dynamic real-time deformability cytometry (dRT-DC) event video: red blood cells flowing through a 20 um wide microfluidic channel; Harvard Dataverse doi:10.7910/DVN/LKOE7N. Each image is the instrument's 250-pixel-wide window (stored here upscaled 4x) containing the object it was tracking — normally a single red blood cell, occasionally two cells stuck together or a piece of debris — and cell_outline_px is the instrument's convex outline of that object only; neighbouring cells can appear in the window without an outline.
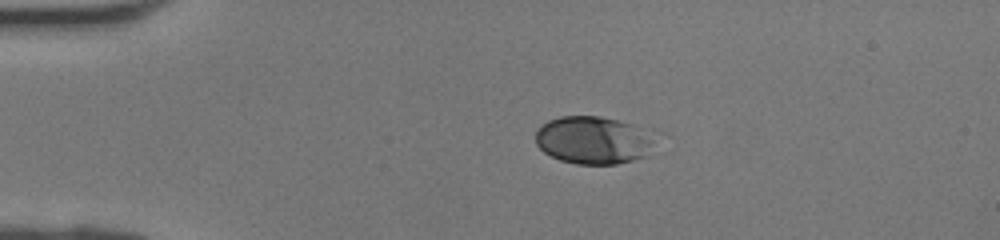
{"species": "human", "species_latin": "Homo sapiens", "temperature_condition": "room temperature", "stored_images_in_passage": 33, "camera_frame_rate_fps": 3000, "um_per_image_px": 0.085, "donor": {"sex": "female"}, "frame": {"image": 1, "passage_image": 1, "time_ms": 0.0, "image_size_px": [1000, 240], "cell_outline_px": [[664, 132], [648, 156], [616, 164], [576, 164], [560, 160], [544, 152], [536, 144], [536, 132], [548, 120], [560, 116], [600, 116]], "centroid_in_image_um": [50.61, 11.9], "position_along_channel_um": 34.4, "area_um2": 34.33}}
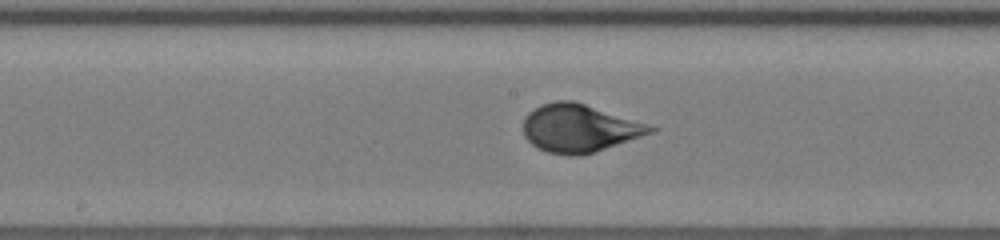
{"frame": {"image": 2, "passage_image": 14, "time_ms": 4.333, "image_size_px": [1000, 240], "cell_outline_px": [[660, 128], [656, 132], [596, 152], [580, 156], [568, 156], [548, 152], [532, 144], [524, 136], [524, 116], [528, 112], [540, 104], [556, 100], [572, 100], [648, 124]], "centroid_in_image_um": [49.26, 10.91], "position_along_channel_um": 198.9, "area_um2": 35.66}}
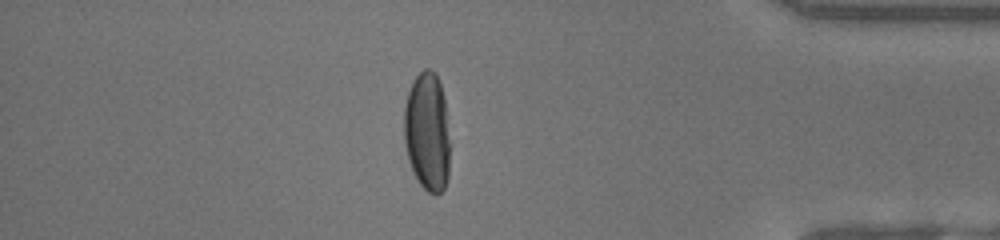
{"frame": {"image": 3, "passage_image": 28, "time_ms": 9.0, "image_size_px": [1000, 240], "cell_outline_px": [[452, 144], [448, 176], [444, 188], [436, 196], [428, 192], [420, 184], [408, 160], [404, 140], [404, 108], [408, 92], [416, 76], [424, 68], [428, 68], [436, 72], [444, 96]], "centroid_in_image_um": [36.36, 11.21], "position_along_channel_um": 398.8, "area_um2": 32.6}}